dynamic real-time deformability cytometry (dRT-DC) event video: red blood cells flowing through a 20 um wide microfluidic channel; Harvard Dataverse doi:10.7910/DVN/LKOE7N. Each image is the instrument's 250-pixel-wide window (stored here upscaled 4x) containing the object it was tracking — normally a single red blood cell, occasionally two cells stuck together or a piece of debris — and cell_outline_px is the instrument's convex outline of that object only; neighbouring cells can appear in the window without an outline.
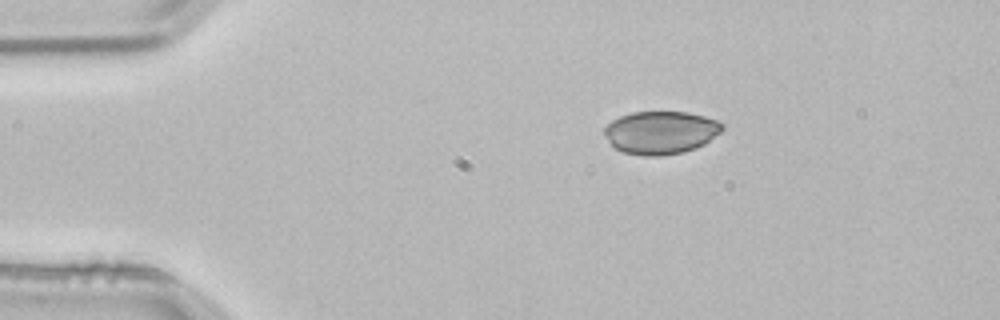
{"species": "common noctule bat (a hibernating species)", "species_latin": "Nyctalus noctula", "temperature_condition": "room temperature", "stored_images_in_passage": 5, "camera_frame_rate_fps": 3000, "um_per_image_px": 0.085, "animal": {"sex": "male", "body_mass_g": 21.5, "forearm_length_mm": 52.0}, "frame": {"image": 1, "passage_image": 5, "time_ms": 1.333, "image_size_px": [1000, 320], "cell_outline_px": [[724, 128], [720, 132], [704, 144], [696, 148], [684, 152], [660, 156], [644, 156], [624, 152], [616, 148], [608, 140], [604, 132], [604, 128], [612, 120], [620, 116], [632, 112], [688, 112], [704, 116], [716, 120], [724, 124]], "centroid_in_image_um": [56.18, 11.26], "position_along_channel_um": 28.8, "area_um2": 29.42}}